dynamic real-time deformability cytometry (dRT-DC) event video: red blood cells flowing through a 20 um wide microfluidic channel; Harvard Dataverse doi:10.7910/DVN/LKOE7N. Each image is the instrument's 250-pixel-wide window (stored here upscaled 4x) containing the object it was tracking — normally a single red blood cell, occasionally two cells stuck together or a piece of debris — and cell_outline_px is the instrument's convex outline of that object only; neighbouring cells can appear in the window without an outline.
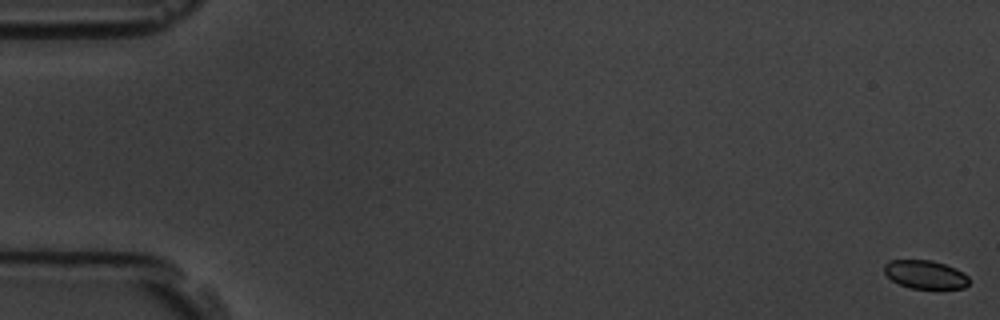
{"species": "common noctule bat (a hibernating species)", "species_latin": "Nyctalus noctula", "temperature_condition": "room temperature", "stored_images_in_passage": 15, "segment_of_instrument_passage": [1, 2], "camera_frame_rate_fps": 3000, "um_per_image_px": 0.085, "animal": {"sex": "male", "body_mass_g": 19.5, "forearm_length_mm": 54.6}, "frame": {"image": 1, "passage_image": 1, "time_ms": 0.0, "image_size_px": [1000, 320], "cell_outline_px": [[968, 284], [964, 288], [912, 288], [900, 284], [892, 280], [884, 272], [884, 264], [888, 260], [932, 260], [956, 268], [964, 272], [968, 276]], "centroid_in_image_um": [78.65, 23.32], "position_along_channel_um": 6.4, "area_um2": 13.99}}